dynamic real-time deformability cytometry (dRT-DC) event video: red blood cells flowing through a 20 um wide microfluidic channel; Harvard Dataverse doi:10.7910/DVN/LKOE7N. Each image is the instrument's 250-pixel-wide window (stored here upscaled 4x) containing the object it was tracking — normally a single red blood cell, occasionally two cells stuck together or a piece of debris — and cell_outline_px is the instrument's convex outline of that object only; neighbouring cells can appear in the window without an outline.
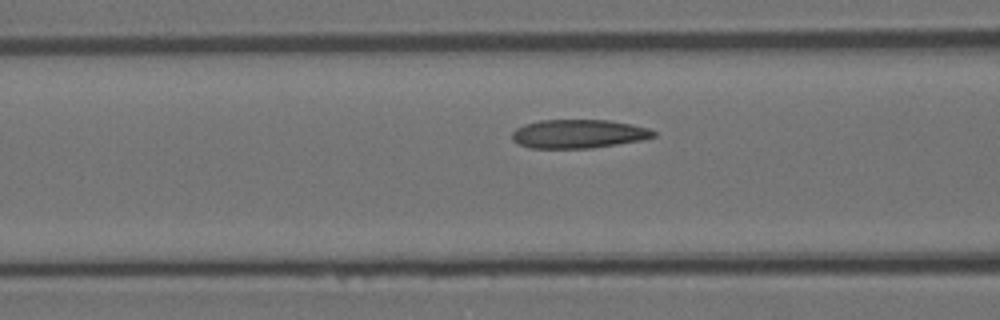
{"species": "Egyptian fruit bat (a non-hibernating species)", "species_latin": "Rousettus aegyptiacus", "temperature_condition": "room temperature", "stored_images_in_passage": 16, "camera_frame_rate_fps": 3000, "um_per_image_px": 0.085, "animal": {"sex": "female"}, "frame": {"image": 1, "passage_image": 14, "time_ms": 4.333, "image_size_px": [1000, 320], "cell_outline_px": [[656, 136], [640, 140], [592, 148], [528, 148], [512, 140], [512, 132], [516, 128], [524, 124], [540, 120], [608, 120], [632, 124], [648, 128], [656, 132]], "centroid_in_image_um": [49.15, 11.37], "position_along_channel_um": 117.5, "area_um2": 23.64}}